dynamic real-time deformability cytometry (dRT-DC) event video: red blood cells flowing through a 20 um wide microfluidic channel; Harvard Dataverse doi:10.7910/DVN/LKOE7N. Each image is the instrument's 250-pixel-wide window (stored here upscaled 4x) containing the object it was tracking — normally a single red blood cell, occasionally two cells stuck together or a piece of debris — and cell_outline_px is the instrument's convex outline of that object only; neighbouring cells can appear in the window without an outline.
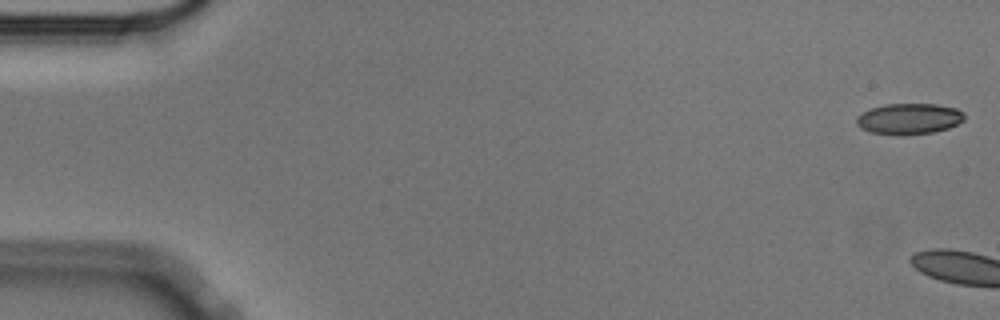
{"species": "Egyptian fruit bat (a non-hibernating species)", "species_latin": "Rousettus aegyptiacus", "temperature_condition": "cold", "stored_images_in_passage": 4, "camera_frame_rate_fps": 3000, "um_per_image_px": 0.085, "animal": {"sex": "male"}, "frame": {"image": 1, "passage_image": 1, "time_ms": 0.0, "image_size_px": [1000, 320], "cell_outline_px": [[964, 120], [948, 128], [932, 132], [900, 136], [872, 132], [860, 128], [856, 124], [856, 116], [872, 108], [884, 104], [936, 104], [956, 108], [964, 112]], "centroid_in_image_um": [77.26, 10.1], "position_along_channel_um": 7.7, "area_um2": 19.48}}